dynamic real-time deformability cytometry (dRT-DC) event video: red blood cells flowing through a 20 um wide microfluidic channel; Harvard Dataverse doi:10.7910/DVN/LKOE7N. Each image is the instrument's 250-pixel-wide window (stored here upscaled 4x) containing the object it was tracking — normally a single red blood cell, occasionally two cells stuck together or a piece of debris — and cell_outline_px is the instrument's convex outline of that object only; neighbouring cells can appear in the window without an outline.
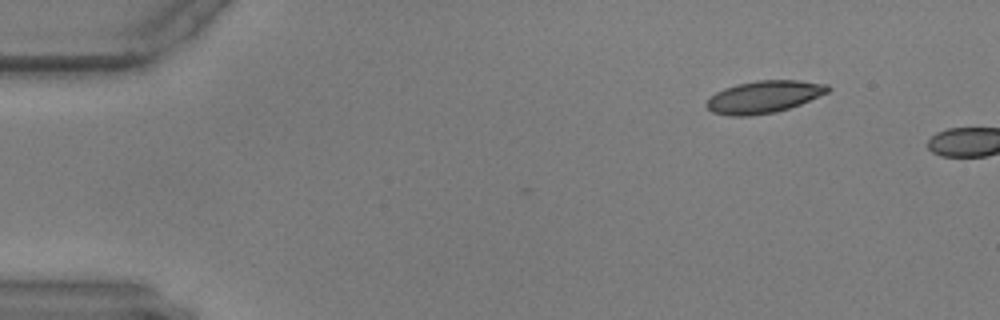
{"species": "common noctule bat (a hibernating species)", "species_latin": "Nyctalus noctula", "temperature_condition": "warm", "stored_images_in_passage": 2, "camera_frame_rate_fps": 3000, "um_per_image_px": 0.085, "animal": {"sex": "male", "body_mass_g": 17.9, "forearm_length_mm": 54.2}, "frame": {"image": 1, "passage_image": 2, "time_ms": 0.333, "image_size_px": [1000, 320], "cell_outline_px": [[832, 88], [828, 92], [800, 104], [776, 112], [748, 116], [728, 116], [712, 112], [704, 104], [716, 92], [724, 88], [736, 84], [756, 80], [800, 80], [828, 84]], "centroid_in_image_um": [64.93, 8.22], "position_along_channel_um": 20.1, "area_um2": 22.89}}